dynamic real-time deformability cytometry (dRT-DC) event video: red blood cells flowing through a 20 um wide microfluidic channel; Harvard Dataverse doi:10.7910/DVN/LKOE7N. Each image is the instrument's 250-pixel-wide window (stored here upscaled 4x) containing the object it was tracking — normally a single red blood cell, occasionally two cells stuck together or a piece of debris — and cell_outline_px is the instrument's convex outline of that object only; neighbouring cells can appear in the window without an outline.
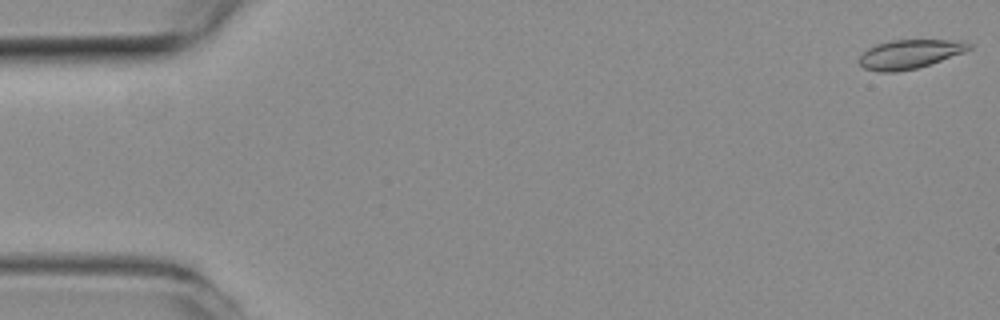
{"species": "common noctule bat (a hibernating species)", "species_latin": "Nyctalus noctula", "temperature_condition": "room temperature", "stored_images_in_passage": 12, "camera_frame_rate_fps": 3000, "um_per_image_px": 0.085, "animal": {"sex": "female", "body_mass_g": 19.3, "forearm_length_mm": 54.1}, "frame": {"image": 1, "passage_image": 1, "time_ms": 0.0, "image_size_px": [1000, 320], "cell_outline_px": [[972, 48], [964, 52], [916, 68], [896, 72], [876, 72], [864, 68], [860, 64], [860, 56], [868, 48], [876, 44], [892, 40], [948, 40], [972, 44]], "centroid_in_image_um": [77.27, 4.6], "position_along_channel_um": 7.7, "area_um2": 18.21}}